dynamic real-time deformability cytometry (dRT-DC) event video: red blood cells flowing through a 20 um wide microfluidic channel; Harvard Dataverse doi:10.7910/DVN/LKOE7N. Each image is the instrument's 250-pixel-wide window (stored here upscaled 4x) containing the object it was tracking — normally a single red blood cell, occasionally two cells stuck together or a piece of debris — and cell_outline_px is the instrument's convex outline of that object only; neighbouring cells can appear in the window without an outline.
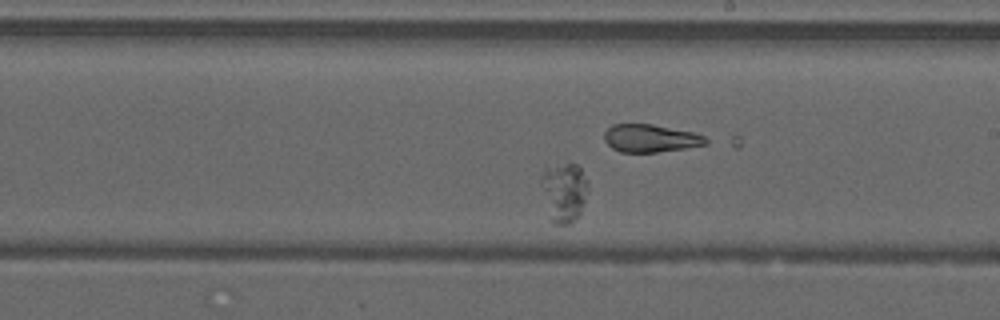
{"species": "common noctule bat (a hibernating species)", "species_latin": "Nyctalus noctula", "temperature_condition": "warm", "stored_images_in_passage": 40, "camera_frame_rate_fps": 3000, "um_per_image_px": 0.085, "animal": {"sex": "male", "forearm_length_mm": 52.5}, "frame": {"image": 1, "passage_image": 18, "time_ms": 5.667, "image_size_px": [1000, 320], "cell_outline_px": [[588, 188], [580, 216], [576, 220], [568, 224], [552, 224], [540, 180], [544, 172], [564, 164], [576, 164], [580, 168], [588, 180]], "centroid_in_image_um": [48.0, 16.38], "position_along_channel_um": 241.0, "area_um2": 15.78}}
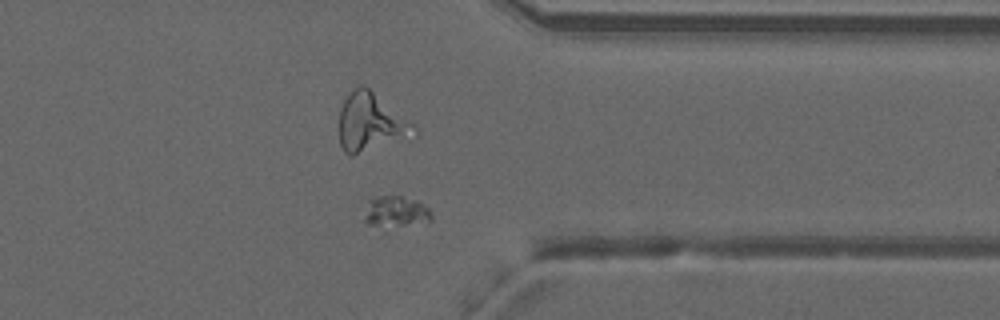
{"frame": {"image": 2, "passage_image": 29, "time_ms": 9.333, "image_size_px": [1000, 320], "cell_outline_px": [[432, 220], [400, 224], [368, 224], [364, 220], [368, 200], [376, 196], [400, 196], [416, 200], [428, 208], [432, 212]], "centroid_in_image_um": [33.64, 17.92], "position_along_channel_um": 377.8, "area_um2": 11.39}}
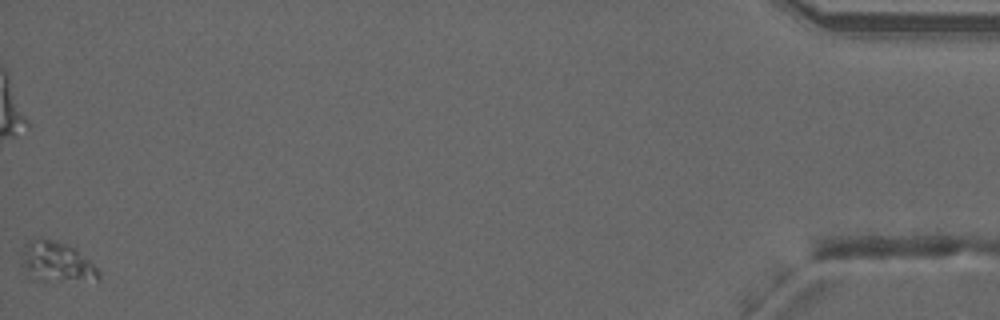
{"frame": {"image": 3, "passage_image": 40, "time_ms": 13.0, "image_size_px": [1000, 320], "cell_outline_px": [[100, 280], [40, 280], [24, 268], [24, 252], [28, 244], [36, 236], [44, 236], [68, 244], [76, 248], [100, 272]], "centroid_in_image_um": [4.89, 22.21], "position_along_channel_um": 430.3, "area_um2": 17.46}}